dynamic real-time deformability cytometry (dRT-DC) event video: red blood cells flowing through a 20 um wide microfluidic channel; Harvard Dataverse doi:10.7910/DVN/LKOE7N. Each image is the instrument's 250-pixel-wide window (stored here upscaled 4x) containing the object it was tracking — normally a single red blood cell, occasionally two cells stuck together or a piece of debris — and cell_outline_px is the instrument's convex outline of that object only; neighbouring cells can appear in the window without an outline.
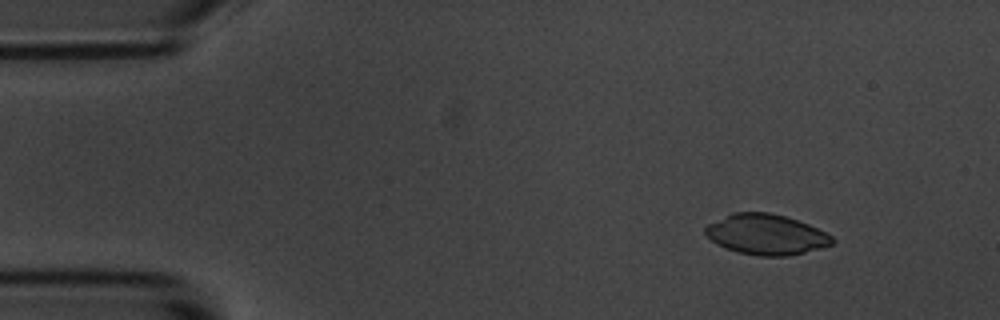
{"species": "common noctule bat (a hibernating species)", "species_latin": "Nyctalus noctula", "temperature_condition": "room temperature", "stored_images_in_passage": 7, "camera_frame_rate_fps": 3000, "um_per_image_px": 0.085, "animal": {"sex": "male", "body_mass_g": 20.1, "forearm_length_mm": 53.5}, "frame": {"image": 1, "passage_image": 2, "time_ms": 1.0, "image_size_px": [1000, 320], "cell_outline_px": [[836, 240], [832, 244], [820, 248], [788, 256], [756, 256], [736, 252], [724, 248], [716, 244], [704, 232], [704, 228], [708, 224], [732, 212], [768, 212], [784, 216], [808, 224], [832, 236]], "centroid_in_image_um": [65.09, 19.94], "position_along_channel_um": 19.9, "area_um2": 29.88}}